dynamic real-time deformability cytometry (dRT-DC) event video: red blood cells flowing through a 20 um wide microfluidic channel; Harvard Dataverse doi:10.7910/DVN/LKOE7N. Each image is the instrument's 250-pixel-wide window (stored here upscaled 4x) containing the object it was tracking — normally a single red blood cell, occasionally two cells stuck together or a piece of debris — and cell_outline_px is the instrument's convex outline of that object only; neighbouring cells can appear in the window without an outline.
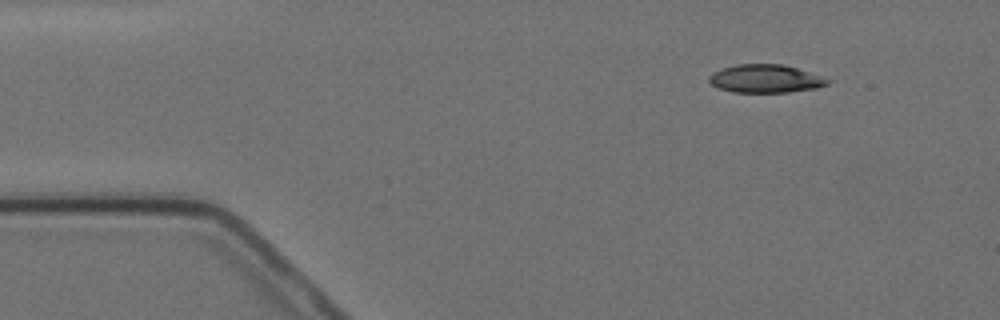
{"species": "Egyptian fruit bat (a non-hibernating species)", "species_latin": "Rousettus aegyptiacus", "temperature_condition": "cold", "stored_images_in_passage": 10, "camera_frame_rate_fps": 3000, "um_per_image_px": 0.085, "animal": {"sex": "female"}, "frame": {"image": 1, "passage_image": 1, "time_ms": 0.0, "image_size_px": [1000, 320], "cell_outline_px": [[832, 80], [828, 84], [816, 88], [788, 92], [732, 92], [716, 88], [708, 80], [708, 76], [712, 72], [720, 68], [736, 64], [784, 64]], "centroid_in_image_um": [65.01, 6.68], "position_along_channel_um": 20.0, "area_um2": 19.54}}
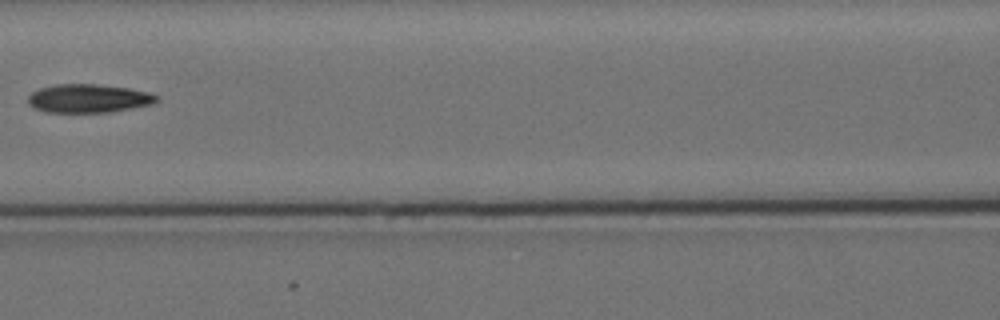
{"frame": {"image": 2, "passage_image": 6, "time_ms": 6.0, "image_size_px": [1000, 320], "cell_outline_px": [[160, 100], [152, 104], [132, 108], [108, 112], [44, 112], [32, 108], [28, 104], [28, 96], [32, 92], [40, 88], [56, 84], [96, 84], [128, 88], [148, 92], [160, 96]], "centroid_in_image_um": [7.52, 8.37], "position_along_channel_um": 159.1, "area_um2": 21.5}}
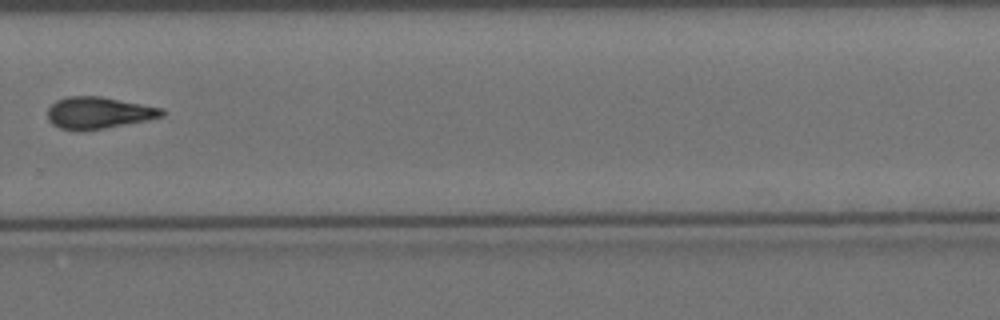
{"frame": {"image": 3, "passage_image": 10, "time_ms": 10.667, "image_size_px": [1000, 320], "cell_outline_px": [[168, 112], [164, 116], [148, 120], [104, 128], [60, 128], [52, 124], [48, 120], [48, 108], [56, 100], [68, 96], [100, 96], [164, 108]], "centroid_in_image_um": [8.44, 9.55], "position_along_channel_um": 321.4, "area_um2": 20.81}}